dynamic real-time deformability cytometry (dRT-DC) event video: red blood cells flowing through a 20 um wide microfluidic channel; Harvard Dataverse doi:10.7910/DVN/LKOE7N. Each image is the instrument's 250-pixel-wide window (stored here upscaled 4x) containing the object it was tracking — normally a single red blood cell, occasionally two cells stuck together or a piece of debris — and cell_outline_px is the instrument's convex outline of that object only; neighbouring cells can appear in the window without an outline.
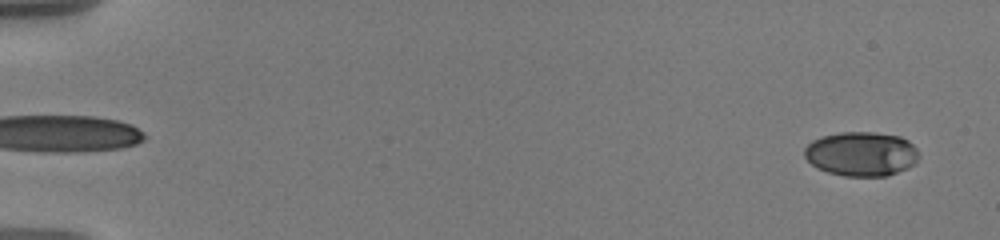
{"species": "human", "species_latin": "Homo sapiens", "temperature_condition": "warm", "stored_images_in_passage": 58, "camera_frame_rate_fps": 3000, "um_per_image_px": 0.085, "donor": {"sex": "male"}, "frame": {"image": 1, "passage_image": 3, "time_ms": 0.667, "image_size_px": [1000, 240], "cell_outline_px": [[920, 156], [916, 164], [908, 168], [888, 176], [844, 176], [828, 172], [816, 168], [804, 156], [804, 148], [812, 140], [820, 136], [840, 132], [876, 132], [900, 136], [908, 140], [916, 148]], "centroid_in_image_um": [73.23, 13.08], "position_along_channel_um": 11.8, "area_um2": 30.0}}
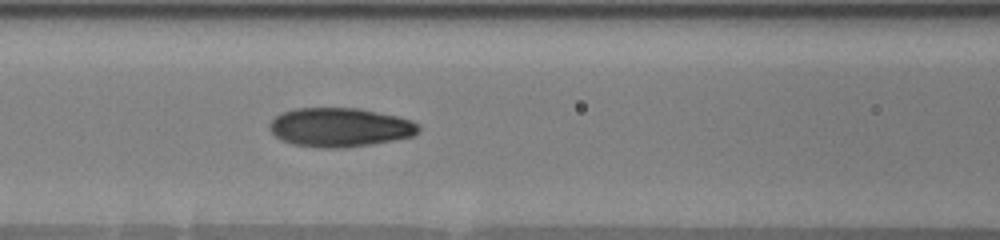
{"frame": {"image": 2, "passage_image": 27, "time_ms": 8.667, "image_size_px": [1000, 240], "cell_outline_px": [[420, 132], [412, 136], [372, 144], [340, 148], [324, 148], [292, 144], [276, 136], [268, 128], [268, 124], [280, 112], [296, 108], [360, 108], [396, 116], [412, 120], [420, 124]], "centroid_in_image_um": [28.9, 10.81], "position_along_channel_um": 137.7, "area_um2": 33.93}}
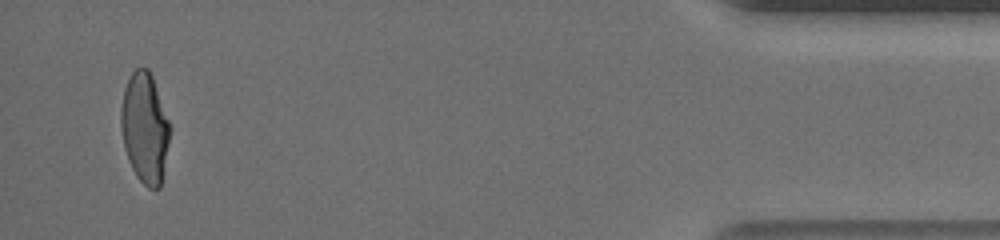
{"frame": {"image": 3, "passage_image": 56, "time_ms": 18.333, "image_size_px": [1000, 240], "cell_outline_px": [[172, 128], [160, 188], [148, 188], [136, 176], [128, 160], [124, 148], [120, 124], [120, 108], [124, 88], [132, 72], [136, 68], [148, 68], [152, 76]], "centroid_in_image_um": [12.31, 10.87], "position_along_channel_um": 422.9, "area_um2": 31.67}, "authors_computed_cell_mechanics": {"area_um2": 31.8478, "velocity_mm_per_s": 3.6068, "shape_relaxation_time_tau1_ms": 5.6199, "shape_relaxation_time_tau2_ms": 0.8072, "deformation_change_tau1": 0.2083, "deformation_change_tau2": 0.0566}}